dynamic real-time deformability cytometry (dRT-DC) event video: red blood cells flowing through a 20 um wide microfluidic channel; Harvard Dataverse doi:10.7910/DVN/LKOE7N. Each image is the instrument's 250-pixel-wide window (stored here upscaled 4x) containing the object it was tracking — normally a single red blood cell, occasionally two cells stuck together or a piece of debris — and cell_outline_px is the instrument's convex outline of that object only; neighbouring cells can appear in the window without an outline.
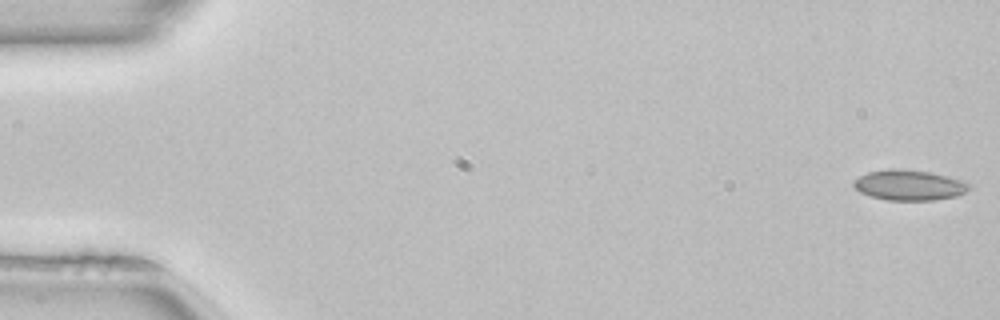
{"species": "common noctule bat (a hibernating species)", "species_latin": "Nyctalus noctula", "temperature_condition": "room temperature", "stored_images_in_passage": 51, "camera_frame_rate_fps": 3000, "um_per_image_px": 0.085, "animal": {"sex": "female", "body_mass_g": 22.7, "forearm_length_mm": 54.2}, "frame": {"image": 1, "passage_image": 1, "time_ms": 0.0, "image_size_px": [1000, 320], "cell_outline_px": [[972, 188], [956, 196], [932, 200], [888, 200], [872, 196], [860, 192], [852, 184], [852, 180], [868, 172], [888, 168], [892, 168], [928, 172], [964, 180]], "centroid_in_image_um": [77.26, 15.73], "position_along_channel_um": 7.7, "area_um2": 20.29}}
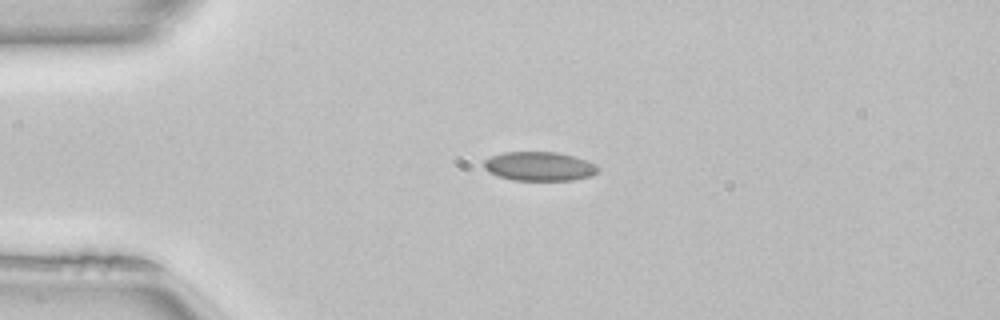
{"frame": {"image": 2, "passage_image": 12, "time_ms": 3.667, "image_size_px": [1000, 320], "cell_outline_px": [[600, 172], [588, 176], [572, 180], [512, 180], [488, 172], [484, 168], [484, 160], [492, 156], [504, 152], [556, 152], [572, 156], [596, 164], [600, 168]], "centroid_in_image_um": [45.84, 14.14], "position_along_channel_um": 39.2, "area_um2": 19.19}}
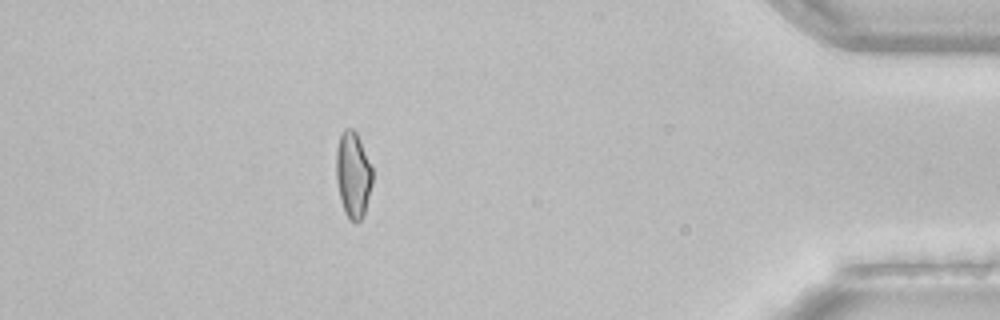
{"frame": {"image": 3, "passage_image": 45, "time_ms": 14.667, "image_size_px": [1000, 320], "cell_outline_px": [[372, 184], [364, 216], [356, 224], [348, 220], [344, 212], [340, 200], [336, 180], [336, 148], [340, 132], [344, 128], [352, 128], [356, 132], [372, 168]], "centroid_in_image_um": [29.99, 14.89], "position_along_channel_um": 405.2, "area_um2": 18.5}, "authors_computed_cell_mechanics": {"area_um2": 19.0162, "velocity_mm_per_s": 4.0502, "shape_relaxation_time_tau1_ms": null, "shape_relaxation_time_tau2_ms": 1.6786, "deformation_change_tau1": null, "deformation_change_tau2": 0.0605}}